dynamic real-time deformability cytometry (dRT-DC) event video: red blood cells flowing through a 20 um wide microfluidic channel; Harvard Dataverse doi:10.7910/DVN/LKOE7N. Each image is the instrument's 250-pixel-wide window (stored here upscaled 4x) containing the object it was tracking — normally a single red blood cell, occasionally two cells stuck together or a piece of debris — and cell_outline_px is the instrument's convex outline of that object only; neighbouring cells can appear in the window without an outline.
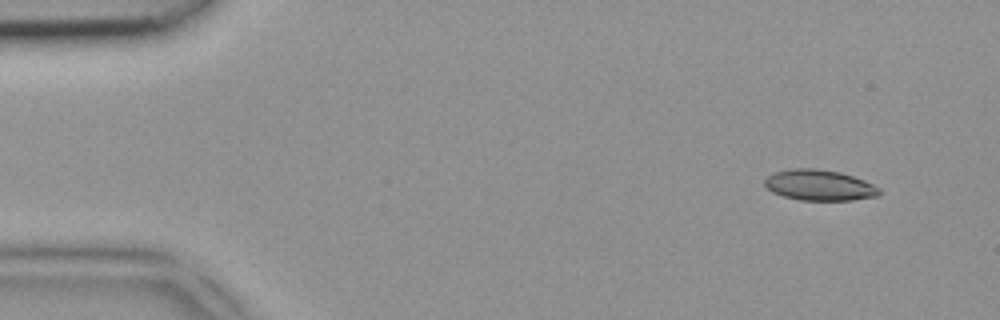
{"species": "common noctule bat (a hibernating species)", "species_latin": "Nyctalus noctula", "temperature_condition": "room temperature", "stored_images_in_passage": 4, "segment_of_instrument_passage": [2, 2], "camera_frame_rate_fps": 3000, "um_per_image_px": 0.085, "animal": {"sex": "female", "body_mass_g": 18.4}, "frame": {"image": 1, "passage_image": 4, "time_ms": 1.0, "image_size_px": [1000, 320], "cell_outline_px": [[880, 196], [852, 200], [800, 200], [784, 196], [772, 192], [764, 184], [764, 180], [772, 172], [792, 168], [816, 168], [840, 172], [864, 180], [880, 188]], "centroid_in_image_um": [69.64, 15.73], "position_along_channel_um": 15.4, "area_um2": 20.63}}